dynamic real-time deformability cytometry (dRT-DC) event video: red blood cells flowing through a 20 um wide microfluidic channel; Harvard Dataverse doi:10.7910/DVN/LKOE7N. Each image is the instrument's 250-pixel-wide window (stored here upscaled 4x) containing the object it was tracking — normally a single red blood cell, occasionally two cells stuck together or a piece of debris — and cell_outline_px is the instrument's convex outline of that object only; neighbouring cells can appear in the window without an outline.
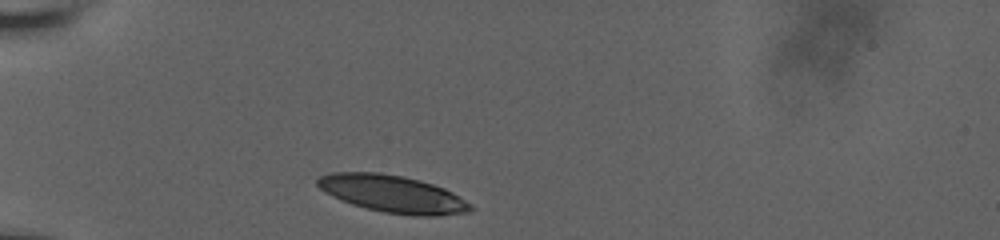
{"species": "human", "species_latin": "Homo sapiens", "temperature_condition": "room temperature", "stored_images_in_passage": 14, "camera_frame_rate_fps": 3000, "um_per_image_px": 0.085, "donor": {"sex": "male"}, "frame": {"image": 1, "passage_image": 1, "time_ms": 0.0, "image_size_px": [1000, 240], "cell_outline_px": [[476, 208], [468, 212], [440, 216], [412, 216], [384, 212], [352, 204], [340, 200], [324, 192], [316, 184], [316, 180], [320, 176], [332, 172], [380, 172], [404, 176], [420, 180], [444, 188], [452, 192], [472, 204]], "centroid_in_image_um": [33.39, 16.48], "position_along_channel_um": 51.6, "area_um2": 33.47}}
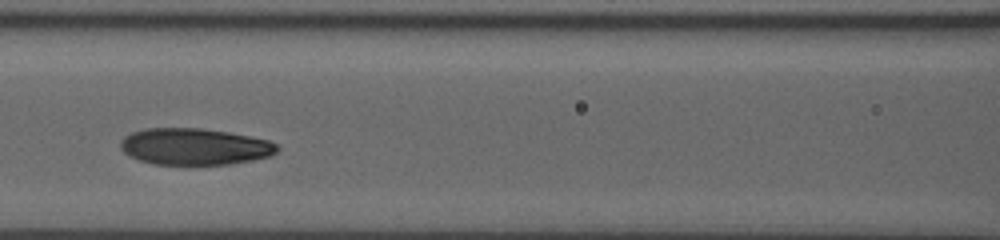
{"frame": {"image": 2, "passage_image": 7, "time_ms": 3.333, "image_size_px": [1000, 240], "cell_outline_px": [[280, 148], [272, 156], [252, 160], [228, 164], [152, 164], [140, 160], [124, 152], [120, 148], [120, 140], [124, 136], [132, 132], [148, 128], [200, 128], [228, 132], [268, 140], [280, 144]], "centroid_in_image_um": [16.56, 12.45], "position_along_channel_um": 150.0, "area_um2": 33.41}}
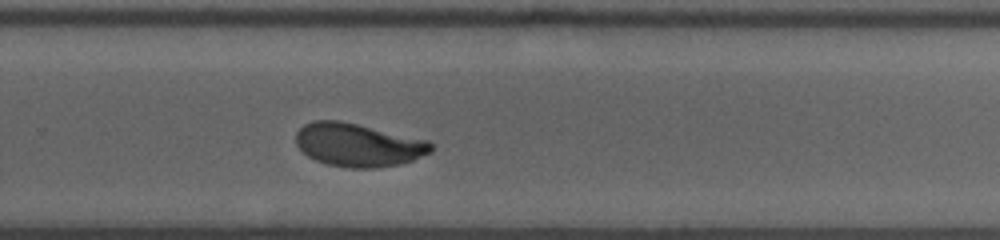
{"frame": {"image": 3, "passage_image": 14, "time_ms": 7.333, "image_size_px": [1000, 240], "cell_outline_px": [[432, 152], [412, 160], [400, 164], [376, 168], [348, 168], [328, 164], [316, 160], [308, 156], [296, 144], [296, 132], [304, 124], [316, 120], [340, 120], [428, 140], [432, 144]], "centroid_in_image_um": [30.44, 12.32], "position_along_channel_um": 299.4, "area_um2": 33.99}}